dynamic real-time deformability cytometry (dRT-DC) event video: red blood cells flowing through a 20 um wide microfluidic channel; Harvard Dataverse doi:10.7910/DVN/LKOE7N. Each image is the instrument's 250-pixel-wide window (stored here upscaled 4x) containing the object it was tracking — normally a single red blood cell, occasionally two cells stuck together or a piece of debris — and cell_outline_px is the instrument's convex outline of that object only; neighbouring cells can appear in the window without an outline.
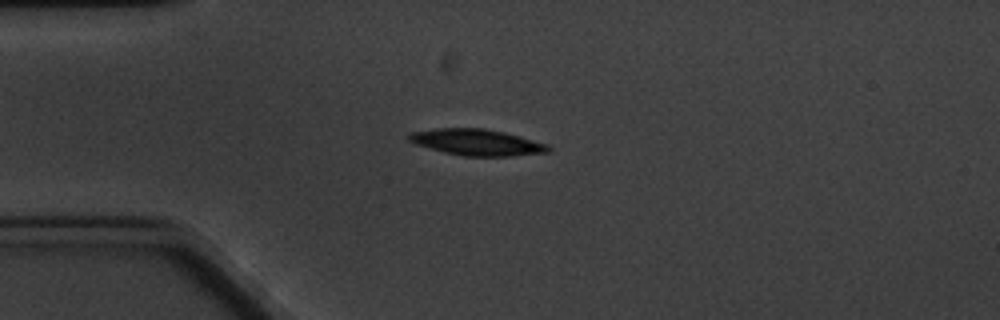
{"species": "common noctule bat (a hibernating species)", "species_latin": "Nyctalus noctula", "temperature_condition": "cold", "stored_images_in_passage": 7, "camera_frame_rate_fps": 3000, "um_per_image_px": 0.085, "animal": {"sex": "male", "body_mass_g": 20.1, "forearm_length_mm": 53.5}, "frame": {"image": 1, "passage_image": 4, "time_ms": 3.333, "image_size_px": [1000, 320], "cell_outline_px": [[552, 148], [548, 152], [512, 156], [464, 156], [444, 152], [416, 144], [408, 140], [408, 136], [412, 132], [436, 128], [484, 128], [504, 132], [548, 144]], "centroid_in_image_um": [40.55, 12.09], "position_along_channel_um": 44.4, "area_um2": 21.21}}